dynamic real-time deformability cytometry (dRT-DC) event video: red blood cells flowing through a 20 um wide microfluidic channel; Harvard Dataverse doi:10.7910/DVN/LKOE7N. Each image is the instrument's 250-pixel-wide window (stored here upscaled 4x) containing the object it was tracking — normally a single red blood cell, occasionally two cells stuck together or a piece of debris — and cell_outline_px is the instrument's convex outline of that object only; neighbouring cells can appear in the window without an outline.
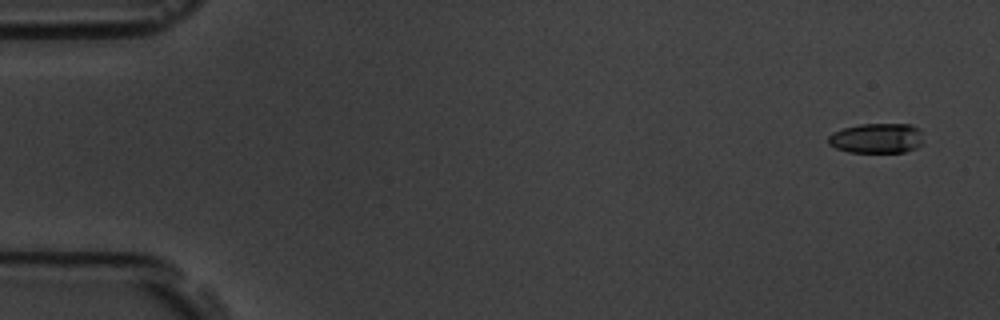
{"species": "common noctule bat (a hibernating species)", "species_latin": "Nyctalus noctula", "temperature_condition": "room temperature", "stored_images_in_passage": 5, "camera_frame_rate_fps": 3000, "um_per_image_px": 0.085, "animal": {"sex": "male", "body_mass_g": 19.5, "forearm_length_mm": 54.6}, "frame": {"image": 1, "passage_image": 1, "time_ms": 0.0, "image_size_px": [1000, 320], "cell_outline_px": [[924, 144], [916, 148], [904, 152], [848, 152], [836, 148], [828, 144], [828, 136], [832, 132], [844, 128], [860, 124], [912, 124], [920, 128]], "centroid_in_image_um": [74.55, 11.75], "position_along_channel_um": 10.4, "area_um2": 16.88}}
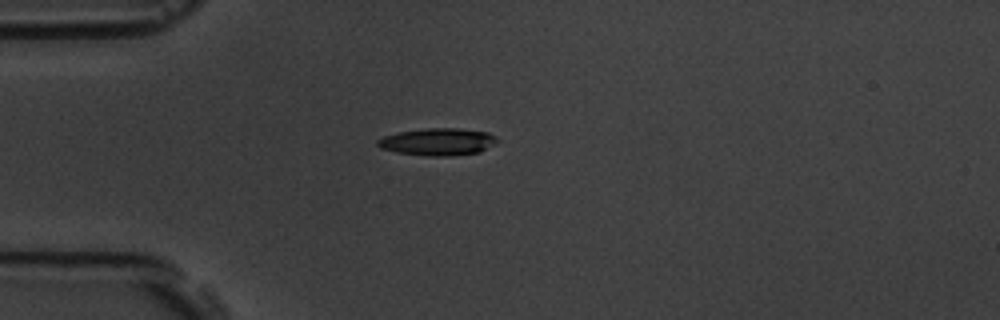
{"frame": {"image": 2, "passage_image": 5, "time_ms": 4.333, "image_size_px": [1000, 320], "cell_outline_px": [[500, 140], [480, 152], [448, 156], [432, 156], [396, 152], [380, 148], [376, 144], [376, 140], [384, 136], [396, 132], [424, 128], [460, 128], [488, 132], [496, 136]], "centroid_in_image_um": [37.21, 12.04], "position_along_channel_um": 47.8, "area_um2": 19.13}}